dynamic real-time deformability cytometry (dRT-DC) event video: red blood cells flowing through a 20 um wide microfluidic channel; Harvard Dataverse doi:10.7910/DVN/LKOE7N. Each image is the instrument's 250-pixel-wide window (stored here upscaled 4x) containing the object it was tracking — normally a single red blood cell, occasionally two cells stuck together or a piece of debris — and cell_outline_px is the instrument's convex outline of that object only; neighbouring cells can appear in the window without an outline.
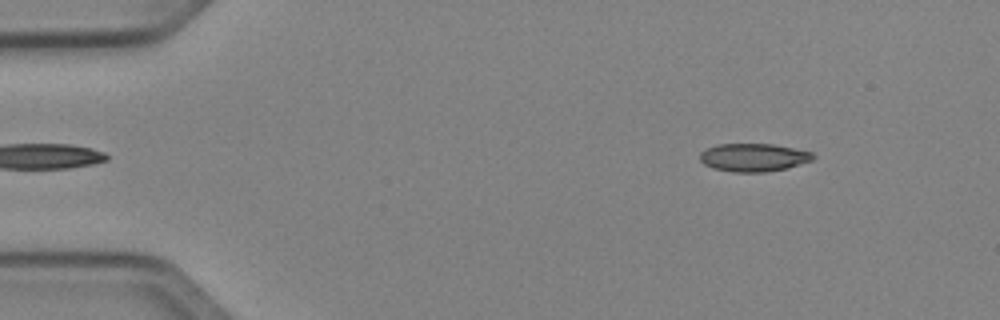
{"species": "Egyptian fruit bat (a non-hibernating species)", "species_latin": "Rousettus aegyptiacus", "temperature_condition": "cold", "stored_images_in_passage": 7, "camera_frame_rate_fps": 3000, "um_per_image_px": 0.085, "animal": {"sex": "female"}, "frame": {"image": 1, "passage_image": 1, "time_ms": 0.0, "image_size_px": [1000, 320], "cell_outline_px": [[816, 156], [812, 160], [788, 168], [764, 172], [732, 172], [712, 168], [704, 164], [700, 160], [700, 152], [704, 148], [716, 144], [772, 144], [812, 152]], "centroid_in_image_um": [64.01, 13.38], "position_along_channel_um": 21.0, "area_um2": 18.61}}